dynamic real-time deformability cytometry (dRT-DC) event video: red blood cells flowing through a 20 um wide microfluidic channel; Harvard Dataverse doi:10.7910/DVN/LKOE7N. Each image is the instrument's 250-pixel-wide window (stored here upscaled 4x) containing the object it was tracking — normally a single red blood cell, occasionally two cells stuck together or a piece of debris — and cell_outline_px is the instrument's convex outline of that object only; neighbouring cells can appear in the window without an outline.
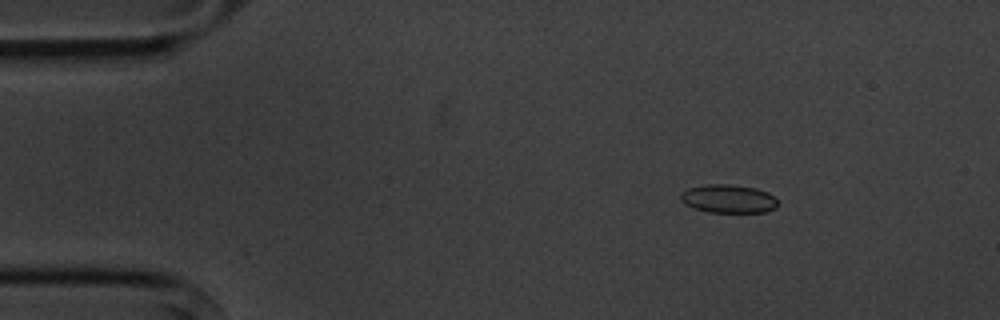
{"species": "common noctule bat (a hibernating species)", "species_latin": "Nyctalus noctula", "temperature_condition": "cold", "stored_images_in_passage": 7, "camera_frame_rate_fps": 3000, "um_per_image_px": 0.085, "animal": {"sex": "male", "body_mass_g": 20.1, "forearm_length_mm": 53.5}, "frame": {"image": 1, "passage_image": 1, "time_ms": 0.0, "image_size_px": [1000, 320], "cell_outline_px": [[776, 208], [768, 212], [708, 212], [692, 208], [684, 204], [680, 200], [680, 192], [688, 188], [704, 184], [732, 184], [756, 188], [768, 192], [776, 200]], "centroid_in_image_um": [61.86, 16.89], "position_along_channel_um": 23.1, "area_um2": 16.3}}
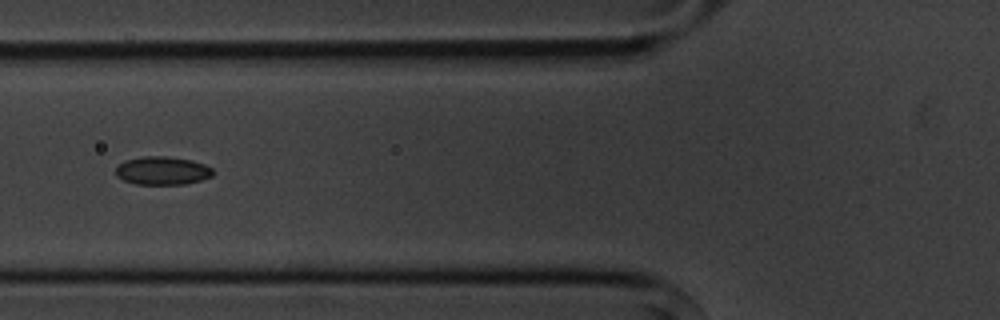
{"frame": {"image": 2, "passage_image": 5, "time_ms": 4.333, "image_size_px": [1000, 320], "cell_outline_px": [[212, 176], [200, 180], [184, 184], [136, 184], [124, 180], [116, 176], [116, 168], [124, 160], [144, 156], [164, 156], [192, 160], [204, 164], [212, 168]], "centroid_in_image_um": [13.79, 14.5], "position_along_channel_um": 112.0, "area_um2": 15.9}}
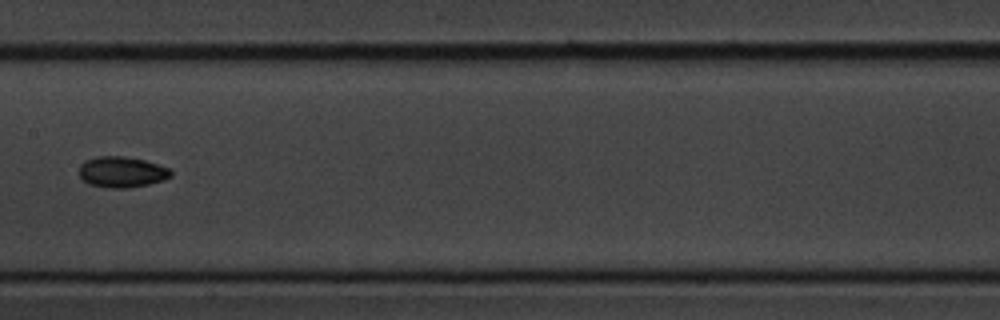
{"frame": {"image": 3, "passage_image": 7, "time_ms": 6.667, "image_size_px": [1000, 320], "cell_outline_px": [[172, 176], [164, 180], [148, 184], [124, 188], [108, 188], [88, 184], [80, 176], [80, 164], [84, 160], [96, 156], [124, 156], [144, 160], [168, 168], [172, 172]], "centroid_in_image_um": [10.33, 14.61], "position_along_channel_um": 197.1, "area_um2": 16.47}}